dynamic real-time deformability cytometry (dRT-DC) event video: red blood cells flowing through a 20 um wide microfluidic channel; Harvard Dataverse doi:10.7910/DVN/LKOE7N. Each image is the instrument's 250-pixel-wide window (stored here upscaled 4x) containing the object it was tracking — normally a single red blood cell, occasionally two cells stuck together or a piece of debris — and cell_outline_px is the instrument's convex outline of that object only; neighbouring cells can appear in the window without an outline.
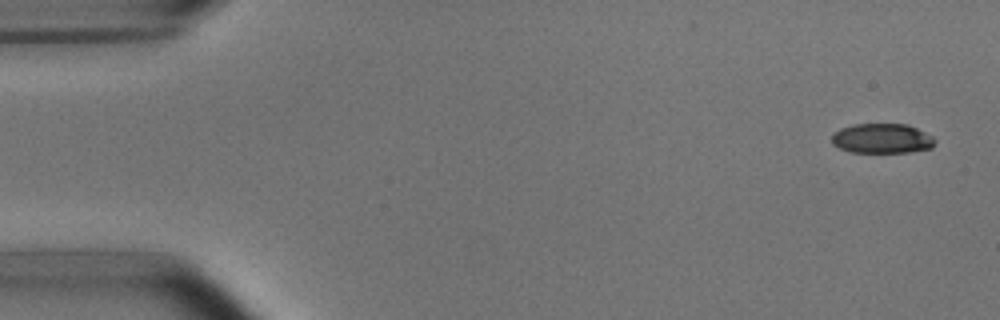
{"species": "common noctule bat (a hibernating species)", "species_latin": "Nyctalus noctula", "temperature_condition": "room temperature", "stored_images_in_passage": 6, "camera_frame_rate_fps": 3000, "um_per_image_px": 0.085, "animal": {"sex": "male", "body_mass_g": 15.6}, "frame": {"image": 1, "passage_image": 1, "time_ms": 0.0, "image_size_px": [1000, 320], "cell_outline_px": [[936, 140], [932, 148], [908, 152], [852, 152], [840, 148], [832, 144], [832, 136], [840, 128], [852, 124], [908, 124], [932, 136]], "centroid_in_image_um": [74.98, 11.76], "position_along_channel_um": 10.0, "area_um2": 17.86}}